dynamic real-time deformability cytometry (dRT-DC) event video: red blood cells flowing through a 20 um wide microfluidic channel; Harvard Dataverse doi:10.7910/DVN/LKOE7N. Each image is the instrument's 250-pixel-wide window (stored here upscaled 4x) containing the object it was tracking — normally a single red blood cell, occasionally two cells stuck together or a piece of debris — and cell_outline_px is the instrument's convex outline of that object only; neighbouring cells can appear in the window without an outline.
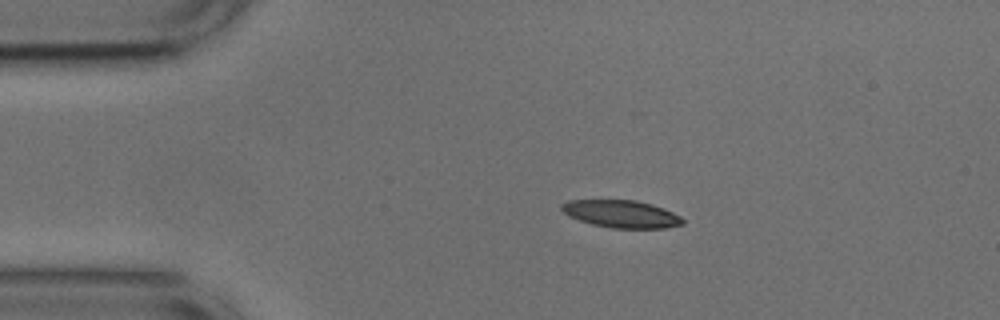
{"species": "common noctule bat (a hibernating species)", "species_latin": "Nyctalus noctula", "temperature_condition": "cold", "stored_images_in_passage": 44, "camera_frame_rate_fps": 3000, "um_per_image_px": 0.085, "animal": {"sex": "male", "body_mass_g": 17.9, "forearm_length_mm": 54.2}, "frame": {"image": 1, "passage_image": 1, "time_ms": 0.0, "image_size_px": [1000, 320], "cell_outline_px": [[684, 224], [664, 228], [612, 228], [592, 224], [568, 216], [560, 208], [560, 204], [568, 200], [636, 200], [652, 204], [664, 208], [680, 216], [684, 220]], "centroid_in_image_um": [52.81, 18.18], "position_along_channel_um": 32.2, "area_um2": 19.42}}
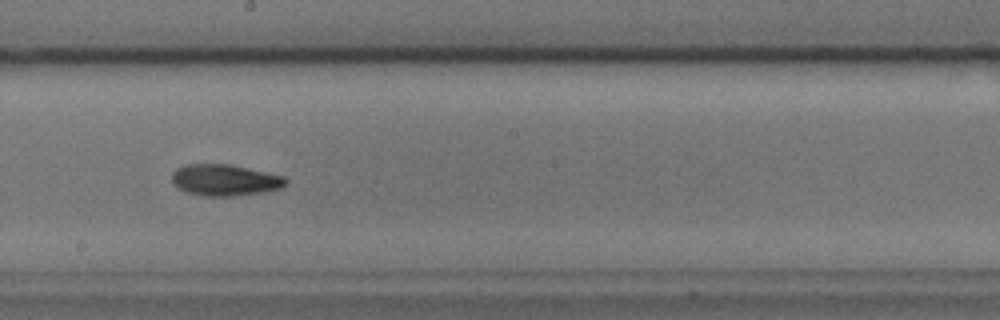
{"frame": {"image": 2, "passage_image": 20, "time_ms": 6.333, "image_size_px": [1000, 320], "cell_outline_px": [[288, 180], [280, 188], [264, 192], [232, 196], [204, 196], [188, 192], [180, 188], [172, 180], [172, 172], [176, 168], [184, 164], [232, 164], [284, 176]], "centroid_in_image_um": [19.12, 15.29], "position_along_channel_um": 229.1, "area_um2": 20.75}}
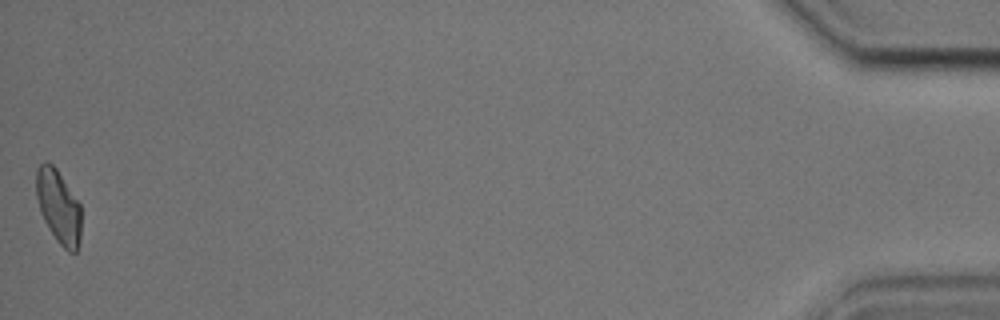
{"frame": {"image": 3, "passage_image": 44, "time_ms": 14.333, "image_size_px": [1000, 320], "cell_outline_px": [[80, 240], [76, 252], [68, 252], [56, 240], [48, 228], [40, 212], [36, 196], [36, 168], [44, 160], [48, 160], [56, 168], [80, 204]], "centroid_in_image_um": [4.95, 17.54], "position_along_channel_um": 430.3, "area_um2": 19.31}, "authors_computed_cell_mechanics": {"area_um2": 20.2589, "velocity_mm_per_s": 3.7343, "shape_relaxation_time_tau1_ms": 5.7594, "shape_relaxation_time_tau2_ms": 5.4135, "deformation_change_tau1": 0.1359, "deformation_change_tau2": 0.126}}